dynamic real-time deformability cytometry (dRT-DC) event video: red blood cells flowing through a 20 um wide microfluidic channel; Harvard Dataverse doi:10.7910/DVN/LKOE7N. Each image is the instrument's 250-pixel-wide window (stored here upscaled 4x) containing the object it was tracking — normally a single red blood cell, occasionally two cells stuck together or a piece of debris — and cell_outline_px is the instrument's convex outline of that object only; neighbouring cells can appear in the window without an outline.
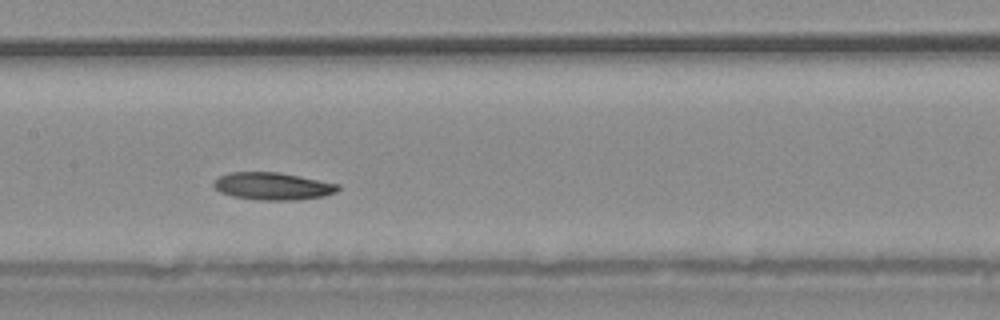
{"species": "common noctule bat (a hibernating species)", "species_latin": "Nyctalus noctula", "temperature_condition": "warm", "stored_images_in_passage": 30, "camera_frame_rate_fps": 3000, "um_per_image_px": 0.085, "animal": {"sex": "male", "body_mass_g": 20.4}, "frame": {"image": 1, "passage_image": 9, "time_ms": 2.667, "image_size_px": [1000, 320], "cell_outline_px": [[340, 188], [336, 192], [324, 196], [296, 200], [264, 200], [232, 196], [220, 192], [212, 184], [220, 176], [232, 172], [280, 172], [340, 184]], "centroid_in_image_um": [23.22, 15.82], "position_along_channel_um": 184.2, "area_um2": 19.77}}
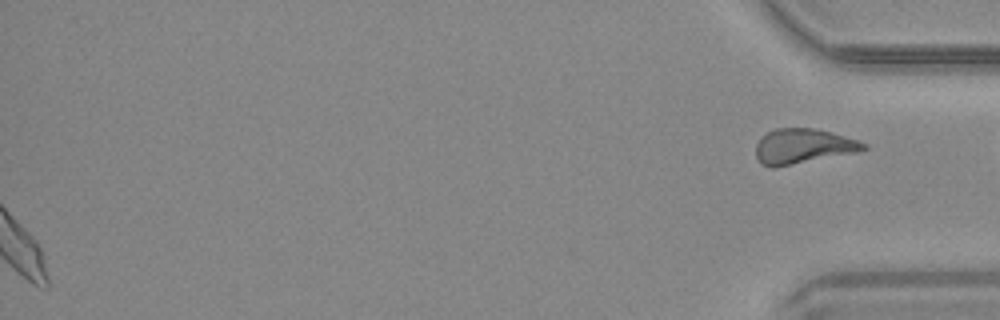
{"frame": {"image": 2, "passage_image": 30, "time_ms": 9.667, "image_size_px": [1000, 320], "cell_outline_px": [[868, 148], [856, 152], [772, 168], [768, 168], [760, 164], [756, 156], [756, 144], [768, 132], [776, 128], [816, 128], [832, 132], [868, 144]], "centroid_in_image_um": [68.24, 12.43], "position_along_channel_um": 367.0, "area_um2": 21.79}}